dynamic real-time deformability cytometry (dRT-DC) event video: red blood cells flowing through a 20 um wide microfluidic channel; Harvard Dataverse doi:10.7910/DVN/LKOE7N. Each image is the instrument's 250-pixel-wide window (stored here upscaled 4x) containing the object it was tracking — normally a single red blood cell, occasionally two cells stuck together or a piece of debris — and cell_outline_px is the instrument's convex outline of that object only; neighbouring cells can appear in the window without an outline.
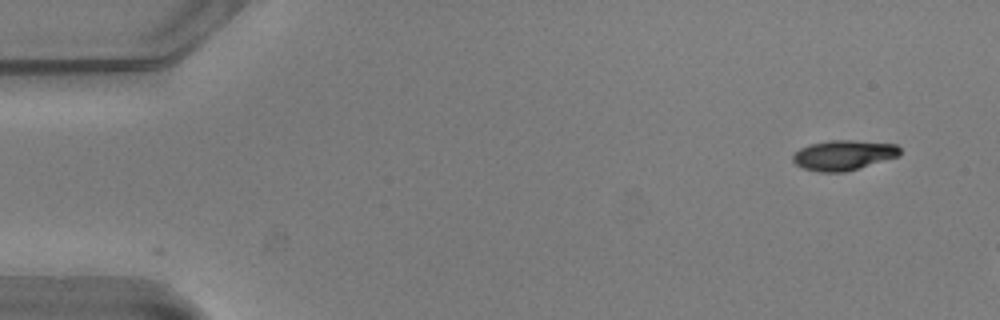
{"species": "common noctule bat (a hibernating species)", "species_latin": "Nyctalus noctula", "temperature_condition": "warm", "stored_images_in_passage": 7, "camera_frame_rate_fps": 3000, "um_per_image_px": 0.085, "animal": {"sex": "male", "body_mass_g": 20.5, "forearm_length_mm": 52.5}, "frame": {"image": 1, "passage_image": 1, "time_ms": 0.0, "image_size_px": [1000, 320], "cell_outline_px": [[900, 156], [844, 172], [820, 172], [804, 168], [796, 164], [792, 160], [792, 156], [800, 148], [808, 144], [828, 140], [852, 140], [896, 144], [900, 148]], "centroid_in_image_um": [71.69, 13.18], "position_along_channel_um": 13.3, "area_um2": 18.73}}